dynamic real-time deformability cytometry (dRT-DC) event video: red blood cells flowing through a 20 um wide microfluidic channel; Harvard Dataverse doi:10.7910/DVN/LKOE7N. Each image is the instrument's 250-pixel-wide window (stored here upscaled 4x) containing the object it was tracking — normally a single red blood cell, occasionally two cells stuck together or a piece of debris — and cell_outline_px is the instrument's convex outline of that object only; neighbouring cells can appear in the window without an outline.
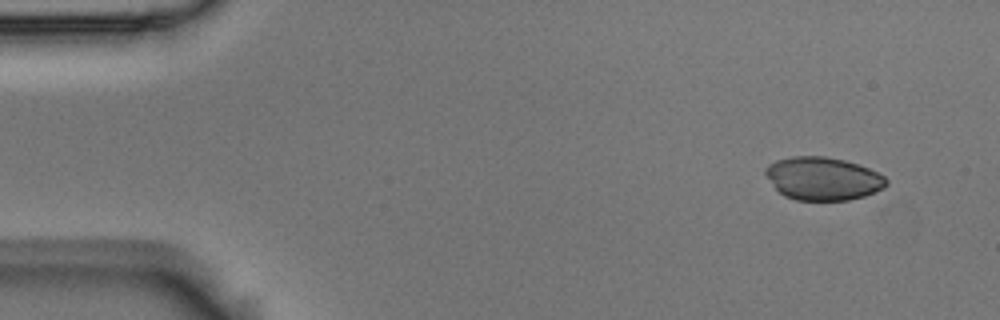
{"species": "Egyptian fruit bat (a non-hibernating species)", "species_latin": "Rousettus aegyptiacus", "temperature_condition": "room temperature", "stored_images_in_passage": 5, "segment_of_instrument_passage": [1, 2], "camera_frame_rate_fps": 3000, "um_per_image_px": 0.085, "animal": {"sex": "male"}, "frame": {"image": 1, "passage_image": 1, "time_ms": 0.0, "image_size_px": [1000, 320], "cell_outline_px": [[888, 184], [884, 188], [876, 192], [864, 196], [848, 200], [796, 200], [784, 196], [776, 188], [764, 172], [764, 168], [768, 164], [776, 160], [792, 156], [824, 156], [844, 160], [868, 168], [884, 176], [888, 180]], "centroid_in_image_um": [69.95, 15.18], "position_along_channel_um": 15.1, "area_um2": 30.29}}